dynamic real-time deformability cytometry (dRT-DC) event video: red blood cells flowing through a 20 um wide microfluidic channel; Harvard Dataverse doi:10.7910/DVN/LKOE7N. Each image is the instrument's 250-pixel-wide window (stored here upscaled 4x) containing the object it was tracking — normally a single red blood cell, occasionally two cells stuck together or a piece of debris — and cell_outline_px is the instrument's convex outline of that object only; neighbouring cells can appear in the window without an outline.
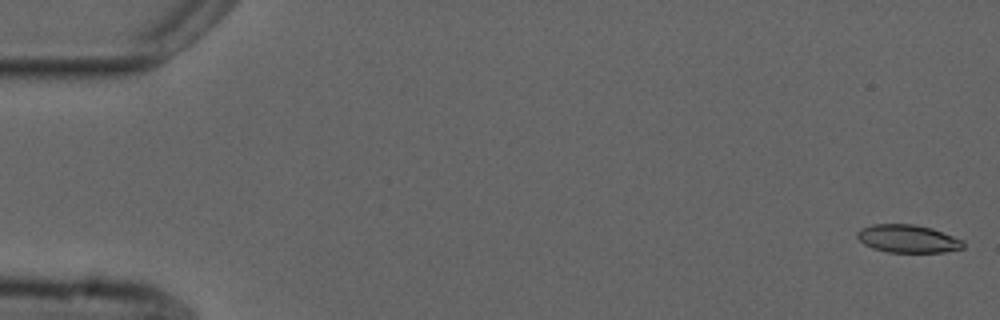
{"species": "common noctule bat (a hibernating species)", "species_latin": "Nyctalus noctula", "temperature_condition": "cold", "stored_images_in_passage": 13, "camera_frame_rate_fps": 3000, "um_per_image_px": 0.085, "animal": {"sex": "male", "forearm_length_mm": 52.5}, "frame": {"image": 1, "passage_image": 1, "time_ms": 0.0, "image_size_px": [1000, 320], "cell_outline_px": [[964, 248], [944, 252], [888, 252], [872, 248], [864, 244], [856, 236], [856, 232], [860, 228], [872, 224], [916, 224], [932, 228], [964, 240]], "centroid_in_image_um": [77.16, 20.28], "position_along_channel_um": 7.8, "area_um2": 17.4}}